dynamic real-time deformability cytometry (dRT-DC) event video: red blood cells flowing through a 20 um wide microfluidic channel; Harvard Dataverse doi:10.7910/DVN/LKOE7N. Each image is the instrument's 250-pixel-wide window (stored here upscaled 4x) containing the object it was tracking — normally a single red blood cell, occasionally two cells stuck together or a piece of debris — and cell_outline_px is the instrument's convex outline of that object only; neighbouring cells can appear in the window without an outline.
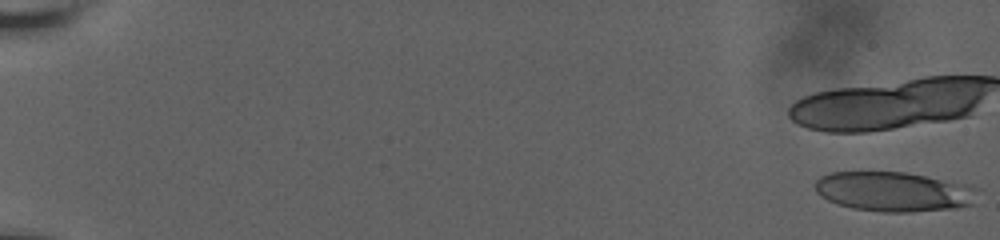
{"species": "human", "species_latin": "Homo sapiens", "temperature_condition": "room temperature", "stored_images_in_passage": 23, "camera_frame_rate_fps": 3000, "um_per_image_px": 0.085, "donor": {"sex": "male"}, "frame": {"image": 1, "passage_image": 1, "time_ms": 0.0, "image_size_px": [1000, 240], "cell_outline_px": [[980, 188], [972, 204], [956, 208], [912, 212], [884, 212], [852, 208], [836, 204], [820, 196], [816, 192], [816, 180], [820, 176], [832, 172], [904, 172], [972, 184]], "centroid_in_image_um": [76.02, 16.29], "position_along_channel_um": 9.0, "area_um2": 37.97}}